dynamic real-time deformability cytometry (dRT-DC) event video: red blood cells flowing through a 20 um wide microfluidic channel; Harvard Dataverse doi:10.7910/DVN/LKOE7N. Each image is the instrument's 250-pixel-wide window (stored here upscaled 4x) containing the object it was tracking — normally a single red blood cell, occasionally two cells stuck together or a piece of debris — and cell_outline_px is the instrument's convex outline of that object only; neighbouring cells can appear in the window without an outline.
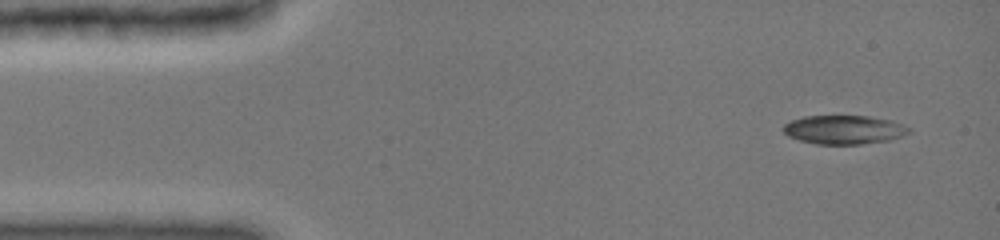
{"species": "common noctule bat (a hibernating species)", "species_latin": "Nyctalus noctula", "temperature_condition": "cold", "stored_images_in_passage": 10, "camera_frame_rate_fps": 3000, "um_per_image_px": 0.085, "animal": {"sex": "female", "body_mass_g": 19.0, "forearm_length_mm": 51.5}, "frame": {"image": 1, "passage_image": 1, "time_ms": 0.0, "image_size_px": [1000, 240], "cell_outline_px": [[912, 132], [888, 140], [860, 144], [816, 144], [800, 140], [788, 136], [780, 128], [784, 124], [792, 120], [804, 116], [868, 116], [892, 120], [908, 128]], "centroid_in_image_um": [71.69, 11.02], "position_along_channel_um": 13.3, "area_um2": 20.98}}
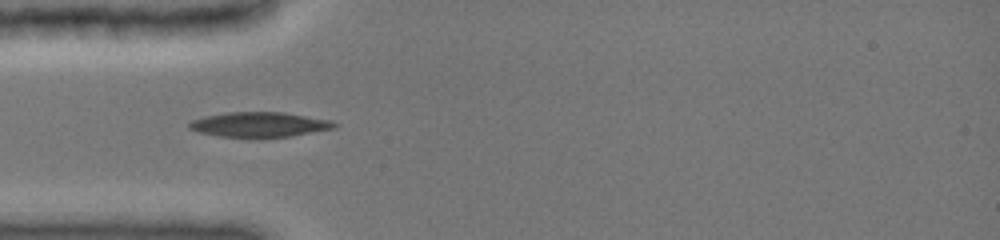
{"frame": {"image": 2, "passage_image": 6, "time_ms": 3.667, "image_size_px": [1000, 240], "cell_outline_px": [[340, 124], [336, 128], [288, 136], [220, 136], [200, 132], [188, 128], [188, 124], [192, 120], [204, 116], [224, 112], [284, 112], [332, 120]], "centroid_in_image_um": [22.08, 10.56], "position_along_channel_um": 62.9, "area_um2": 20.81}}
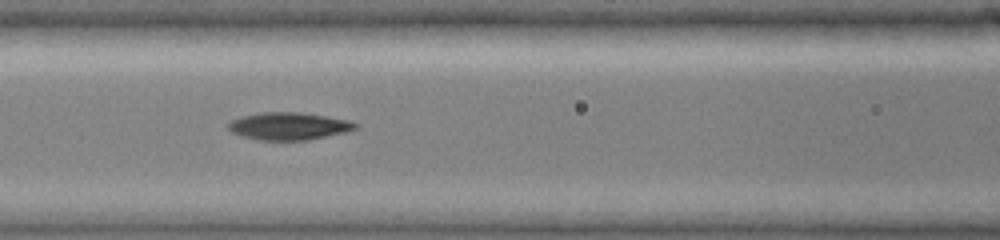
{"frame": {"image": 3, "passage_image": 9, "time_ms": 5.667, "image_size_px": [1000, 240], "cell_outline_px": [[356, 128], [344, 132], [308, 140], [260, 140], [244, 136], [232, 132], [228, 128], [228, 124], [232, 120], [244, 116], [264, 112], [300, 112], [352, 120], [356, 124]], "centroid_in_image_um": [24.57, 10.71], "position_along_channel_um": 142.0, "area_um2": 20.06}}